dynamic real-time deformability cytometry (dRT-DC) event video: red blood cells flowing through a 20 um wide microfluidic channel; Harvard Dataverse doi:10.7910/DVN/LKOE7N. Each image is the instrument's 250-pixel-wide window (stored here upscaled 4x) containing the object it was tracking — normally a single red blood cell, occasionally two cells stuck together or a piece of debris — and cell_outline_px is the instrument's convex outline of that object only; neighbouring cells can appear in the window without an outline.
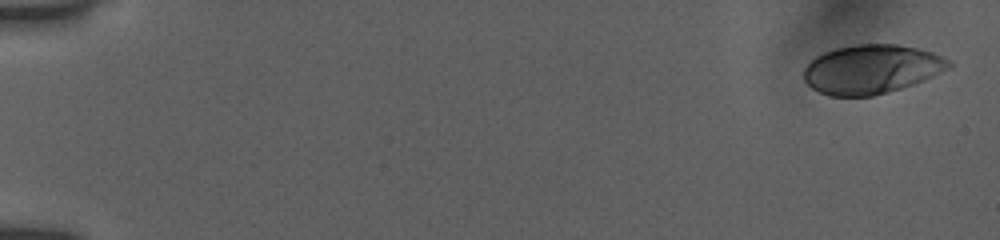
{"species": "human", "species_latin": "Homo sapiens", "temperature_condition": "room temperature", "stored_images_in_passage": 16, "camera_frame_rate_fps": 3000, "um_per_image_px": 0.085, "donor": {"sex": "female"}, "frame": {"image": 1, "passage_image": 1, "time_ms": 0.0, "image_size_px": [1000, 240], "cell_outline_px": [[952, 68], [924, 80], [888, 92], [872, 96], [828, 96], [812, 88], [804, 80], [804, 68], [816, 56], [824, 52], [836, 48], [856, 44], [896, 44], [916, 48], [932, 52], [952, 60]], "centroid_in_image_um": [74.1, 5.88], "position_along_channel_um": 10.9, "area_um2": 41.5}}
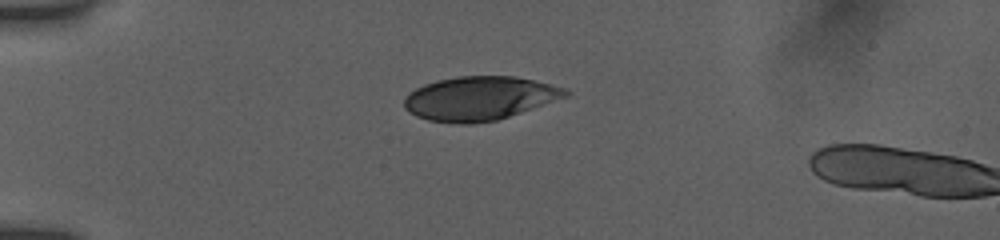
{"frame": {"image": 2, "passage_image": 13, "time_ms": 4.333, "image_size_px": [1000, 240], "cell_outline_px": [[572, 92], [568, 96], [496, 120], [472, 124], [460, 124], [428, 120], [416, 116], [408, 112], [404, 108], [404, 100], [408, 92], [424, 84], [436, 80], [456, 76], [512, 76], [532, 80], [568, 88]], "centroid_in_image_um": [40.73, 8.35], "position_along_channel_um": 44.3, "area_um2": 41.21}}